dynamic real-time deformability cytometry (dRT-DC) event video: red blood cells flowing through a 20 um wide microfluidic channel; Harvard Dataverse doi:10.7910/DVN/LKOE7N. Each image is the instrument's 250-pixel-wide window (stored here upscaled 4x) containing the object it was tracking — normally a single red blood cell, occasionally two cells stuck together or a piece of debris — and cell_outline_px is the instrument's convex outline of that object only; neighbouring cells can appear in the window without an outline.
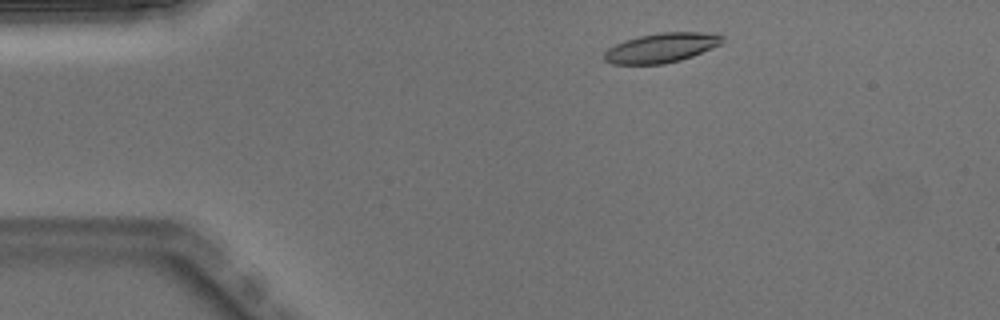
{"species": "Egyptian fruit bat (a non-hibernating species)", "species_latin": "Rousettus aegyptiacus", "temperature_condition": "warm", "stored_images_in_passage": 45, "camera_frame_rate_fps": 3000, "um_per_image_px": 0.085, "animal": {"sex": "male"}, "frame": {"image": 1, "passage_image": 4, "time_ms": 1.0, "image_size_px": [1000, 320], "cell_outline_px": [[724, 40], [720, 44], [712, 48], [692, 56], [680, 60], [664, 64], [612, 64], [604, 60], [604, 52], [608, 48], [624, 40], [640, 36], [660, 32], [700, 32], [724, 36]], "centroid_in_image_um": [56.19, 4.06], "position_along_channel_um": 28.8, "area_um2": 20.23}}
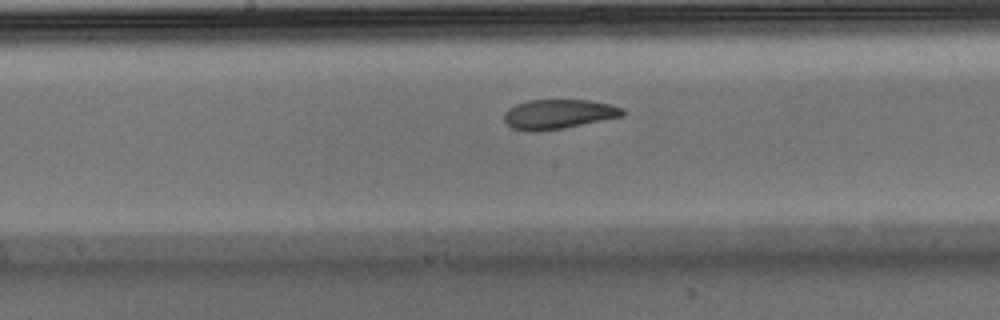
{"frame": {"image": 2, "passage_image": 21, "time_ms": 6.667, "image_size_px": [1000, 320], "cell_outline_px": [[624, 116], [560, 128], [536, 132], [532, 132], [512, 128], [504, 120], [504, 112], [508, 108], [516, 104], [528, 100], [588, 100], [612, 104], [624, 108]], "centroid_in_image_um": [47.46, 9.69], "position_along_channel_um": 200.7, "area_um2": 20.35}}
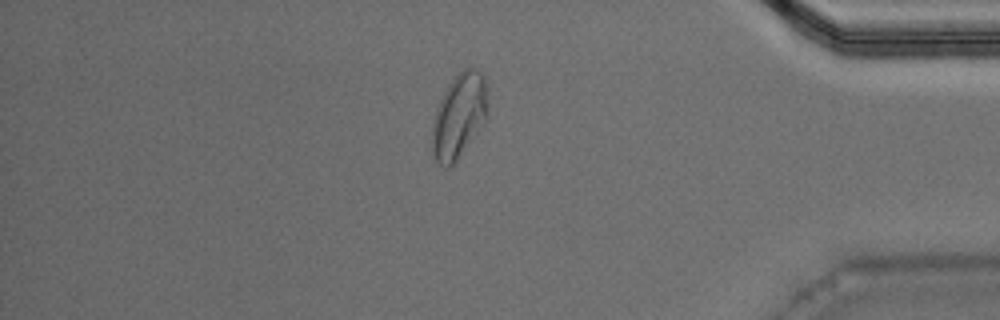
{"frame": {"image": 3, "passage_image": 38, "time_ms": 12.333, "image_size_px": [1000, 320], "cell_outline_px": [[488, 112], [484, 120], [456, 160], [448, 168], [444, 168], [436, 160], [432, 152], [432, 124], [436, 108], [448, 84], [464, 68], [476, 68], [484, 76], [488, 92]], "centroid_in_image_um": [39.01, 9.81], "position_along_channel_um": 396.2, "area_um2": 27.05}, "authors_computed_cell_mechanics": {"area_um2": 21.2126, "velocity_mm_per_s": 4.0061, "shape_relaxation_time_tau1_ms": 6.5368, "shape_relaxation_time_tau2_ms": 1.8643, "deformation_change_tau1": 0.198, "deformation_change_tau2": 0.0824}}